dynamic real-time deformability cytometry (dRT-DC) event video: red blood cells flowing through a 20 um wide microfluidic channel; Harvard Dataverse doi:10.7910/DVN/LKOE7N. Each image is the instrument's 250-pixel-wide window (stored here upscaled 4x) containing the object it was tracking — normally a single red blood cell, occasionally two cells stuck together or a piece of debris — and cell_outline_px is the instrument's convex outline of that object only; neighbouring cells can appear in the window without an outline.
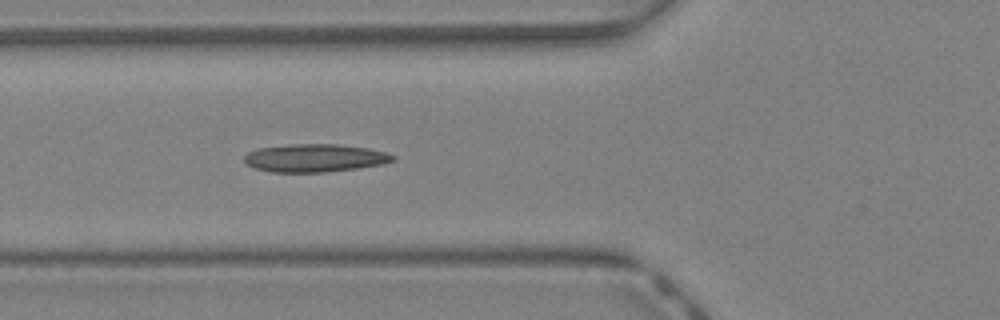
{"species": "Egyptian fruit bat (a non-hibernating species)", "species_latin": "Rousettus aegyptiacus", "temperature_condition": "warm", "stored_images_in_passage": 33, "camera_frame_rate_fps": 3000, "um_per_image_px": 0.085, "animal": {"sex": "female"}, "frame": {"image": 1, "passage_image": 5, "time_ms": 1.333, "image_size_px": [1000, 320], "cell_outline_px": [[396, 160], [384, 164], [360, 168], [324, 172], [272, 172], [256, 168], [248, 164], [244, 160], [244, 156], [248, 152], [256, 148], [292, 144], [336, 144], [368, 148], [384, 152], [396, 156]], "centroid_in_image_um": [26.79, 13.43], "position_along_channel_um": 99.0, "area_um2": 24.28}}
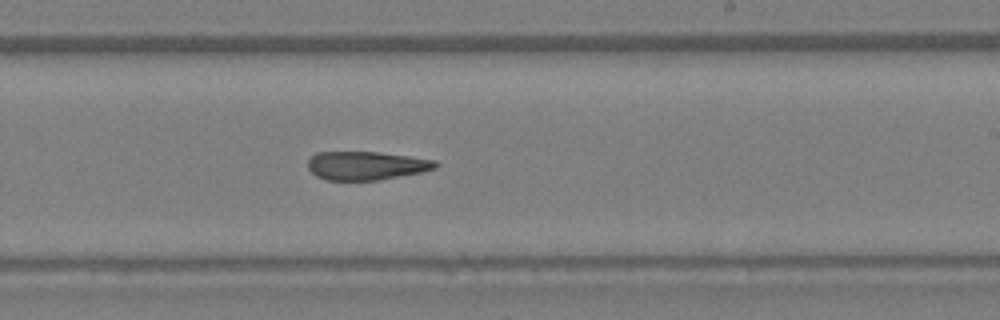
{"frame": {"image": 2, "passage_image": 15, "time_ms": 4.667, "image_size_px": [1000, 320], "cell_outline_px": [[440, 164], [436, 168], [420, 172], [380, 180], [328, 180], [316, 176], [308, 168], [308, 160], [316, 152], [380, 152], [436, 160]], "centroid_in_image_um": [31.14, 14.07], "position_along_channel_um": 257.9, "area_um2": 21.21}}
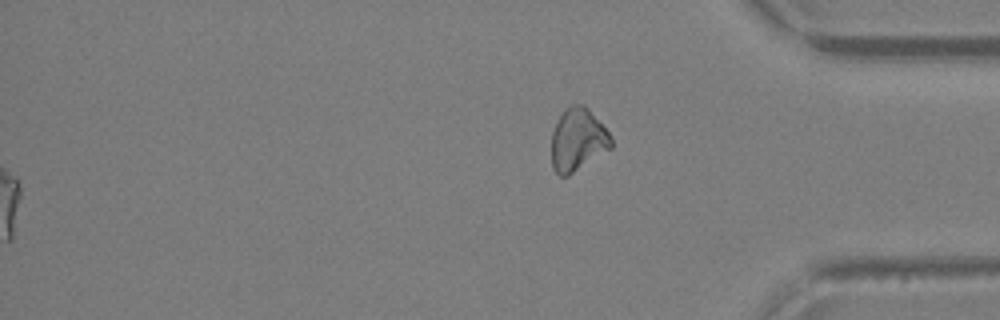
{"frame": {"image": 3, "passage_image": 33, "time_ms": 10.667, "image_size_px": [1000, 320], "cell_outline_px": [[612, 148], [568, 176], [560, 176], [552, 168], [552, 132], [556, 120], [572, 104], [584, 104], [588, 108], [608, 132], [612, 140]], "centroid_in_image_um": [49.1, 11.9], "position_along_channel_um": 386.1, "area_um2": 21.68}, "authors_computed_cell_mechanics": {"area_um2": 22.4264, "velocity_mm_per_s": 4.7736, "shape_relaxation_time_tau1_ms": null, "shape_relaxation_time_tau2_ms": 2.1491, "deformation_change_tau1": null, "deformation_change_tau2": 0.1054}}